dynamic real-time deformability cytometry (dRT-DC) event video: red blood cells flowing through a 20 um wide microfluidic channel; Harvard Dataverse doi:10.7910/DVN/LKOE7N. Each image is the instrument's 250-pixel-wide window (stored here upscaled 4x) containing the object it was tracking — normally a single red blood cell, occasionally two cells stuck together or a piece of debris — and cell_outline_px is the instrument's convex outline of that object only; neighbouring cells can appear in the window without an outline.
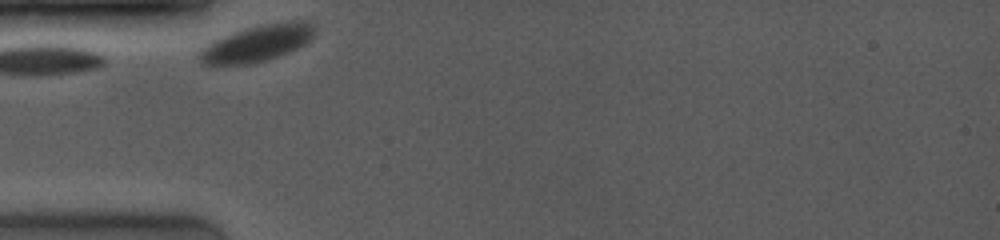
{"species": "common noctule bat (a hibernating species)", "species_latin": "Nyctalus noctula", "temperature_condition": "room temperature", "stored_images_in_passage": 14, "camera_frame_rate_fps": 4000, "um_per_image_px": 0.085, "animal": {"sex": "female", "body_mass_g": 19.0, "forearm_length_mm": 53.3}, "frame": {"image": 1, "passage_image": 1, "time_ms": 0.0, "image_size_px": [1000, 240], "cell_outline_px": [[316, 28], [312, 36], [304, 44], [296, 48], [268, 60], [252, 64], [204, 64], [196, 56], [200, 48], [216, 40], [236, 32], [248, 28], [264, 24], [284, 20], [308, 20]], "centroid_in_image_um": [21.89, 3.67], "position_along_channel_um": 63.1, "area_um2": 24.22}}
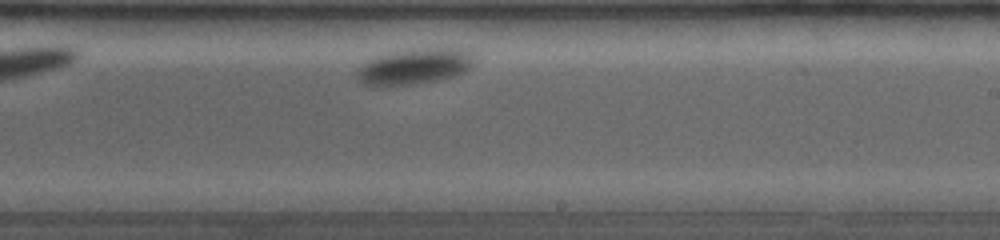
{"frame": {"image": 2, "passage_image": 14, "time_ms": 6.0, "image_size_px": [1000, 240], "cell_outline_px": [[472, 64], [464, 72], [452, 76], [436, 80], [416, 84], [364, 84], [356, 76], [356, 72], [368, 60], [392, 52], [420, 48], [468, 48], [472, 52]], "centroid_in_image_um": [35.31, 5.61], "position_along_channel_um": 253.7, "area_um2": 23.76}}